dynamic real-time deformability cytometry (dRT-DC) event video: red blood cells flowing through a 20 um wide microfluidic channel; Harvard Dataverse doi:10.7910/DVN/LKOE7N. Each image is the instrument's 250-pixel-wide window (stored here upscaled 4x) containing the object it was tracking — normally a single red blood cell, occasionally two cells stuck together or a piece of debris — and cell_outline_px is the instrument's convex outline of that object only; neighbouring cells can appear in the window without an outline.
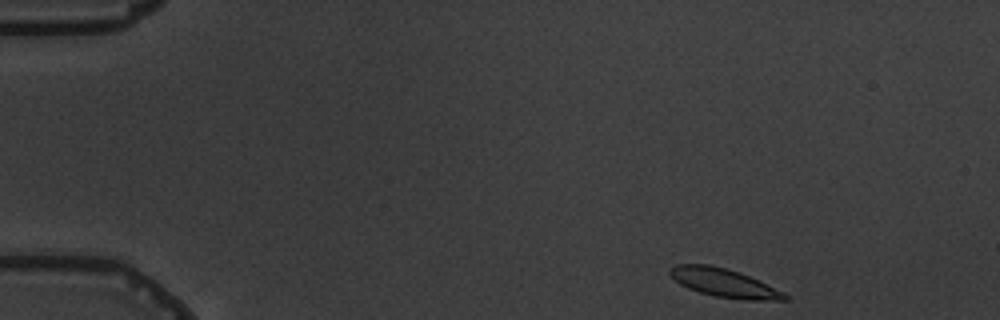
{"species": "common noctule bat (a hibernating species)", "species_latin": "Nyctalus noctula", "temperature_condition": "warm", "stored_images_in_passage": 3, "camera_frame_rate_fps": 3000, "um_per_image_px": 0.085, "animal": {"sex": "male", "body_mass_g": 19.5, "forearm_length_mm": 54.6}, "frame": {"image": 1, "passage_image": 1, "time_ms": 0.0, "image_size_px": [1000, 320], "cell_outline_px": [[792, 296], [788, 300], [744, 300], [716, 296], [700, 292], [688, 288], [680, 284], [668, 272], [668, 268], [676, 264], [708, 264], [728, 268], [740, 272], [784, 292]], "centroid_in_image_um": [61.56, 24.04], "position_along_channel_um": 23.4, "area_um2": 19.13}}
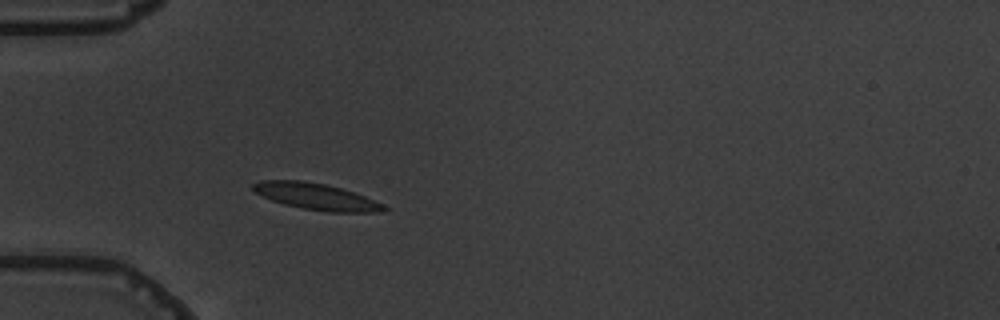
{"frame": {"image": 2, "passage_image": 3, "time_ms": 3.333, "image_size_px": [1000, 320], "cell_outline_px": [[388, 208], [380, 212], [328, 212], [304, 208], [284, 204], [272, 200], [256, 192], [252, 188], [252, 184], [260, 180], [300, 180], [324, 184], [340, 188], [364, 196], [384, 204]], "centroid_in_image_um": [26.88, 16.7], "position_along_channel_um": 58.1, "area_um2": 19.88}}